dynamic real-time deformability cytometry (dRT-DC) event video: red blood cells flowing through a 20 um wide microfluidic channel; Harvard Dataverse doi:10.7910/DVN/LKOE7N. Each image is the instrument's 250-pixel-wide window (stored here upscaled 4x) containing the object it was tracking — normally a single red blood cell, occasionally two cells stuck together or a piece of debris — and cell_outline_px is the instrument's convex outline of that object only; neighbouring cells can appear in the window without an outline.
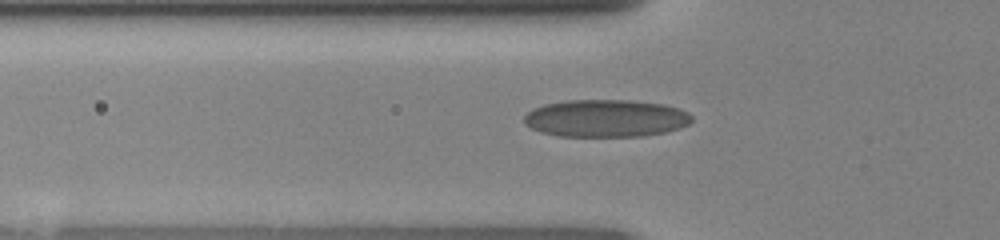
{"species": "human", "species_latin": "Homo sapiens", "temperature_condition": "room temperature", "stored_images_in_passage": 35, "camera_frame_rate_fps": 3000, "um_per_image_px": 0.085, "donor": {"sex": "female"}, "frame": {"image": 1, "passage_image": 8, "time_ms": 2.333, "image_size_px": [1000, 240], "cell_outline_px": [[692, 120], [688, 124], [680, 128], [664, 132], [640, 136], [560, 136], [540, 132], [524, 124], [524, 116], [532, 108], [544, 104], [568, 100], [632, 100], [664, 104], [680, 108], [688, 112], [692, 116]], "centroid_in_image_um": [51.49, 10.04], "position_along_channel_um": 74.3, "area_um2": 36.76}}
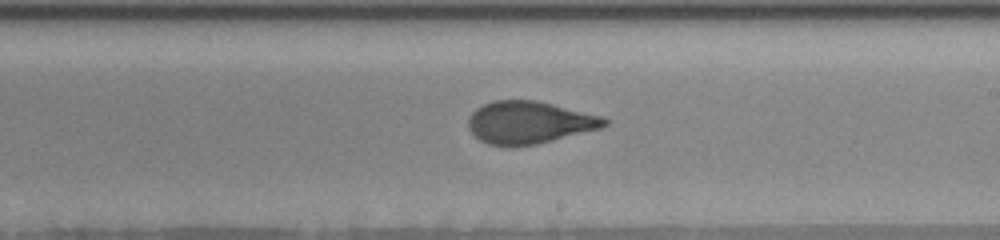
{"frame": {"image": 2, "passage_image": 20, "time_ms": 6.333, "image_size_px": [1000, 240], "cell_outline_px": [[608, 124], [604, 128], [536, 144], [516, 148], [512, 148], [488, 144], [480, 140], [468, 128], [468, 116], [476, 108], [492, 100], [536, 100], [604, 116], [608, 120]], "centroid_in_image_um": [45.0, 10.42], "position_along_channel_um": 244.0, "area_um2": 34.22}}
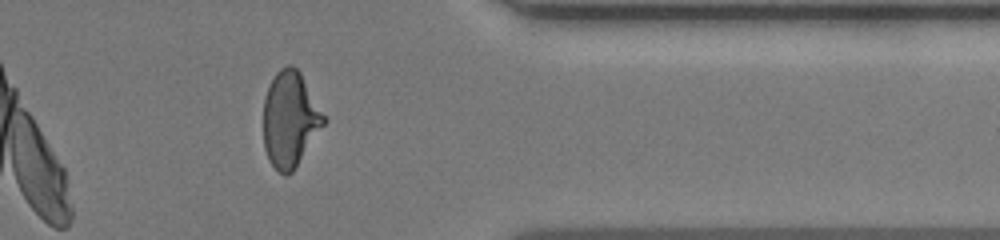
{"frame": {"image": 3, "passage_image": 31, "time_ms": 10.0, "image_size_px": [1000, 240], "cell_outline_px": [[324, 124], [292, 172], [288, 176], [284, 176], [268, 160], [264, 148], [264, 96], [276, 72], [280, 68], [288, 64], [292, 64], [300, 72], [324, 116]], "centroid_in_image_um": [24.62, 10.14], "position_along_channel_um": 386.8, "area_um2": 33.0}}